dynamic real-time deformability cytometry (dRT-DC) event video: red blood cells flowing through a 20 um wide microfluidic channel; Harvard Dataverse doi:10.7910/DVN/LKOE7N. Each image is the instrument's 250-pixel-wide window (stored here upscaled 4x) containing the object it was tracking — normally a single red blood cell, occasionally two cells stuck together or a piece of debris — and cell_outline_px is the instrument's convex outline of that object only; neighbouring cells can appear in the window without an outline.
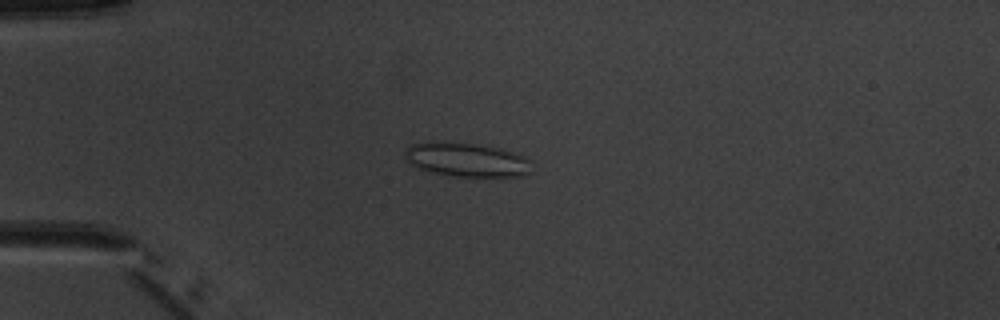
{"species": "common noctule bat (a hibernating species)", "species_latin": "Nyctalus noctula", "temperature_condition": "warm", "stored_images_in_passage": 6, "camera_frame_rate_fps": 3000, "um_per_image_px": 0.085, "animal": {"sex": "male", "body_mass_g": 20.1, "forearm_length_mm": 53.5}, "frame": {"image": 1, "passage_image": 4, "time_ms": 4.333, "image_size_px": [1000, 320], "cell_outline_px": [[528, 172], [524, 176], [448, 176], [432, 172], [420, 168], [412, 164], [408, 160], [404, 152], [412, 144], [472, 144], [500, 148], [524, 156], [528, 160]], "centroid_in_image_um": [39.69, 13.62], "position_along_channel_um": 45.3, "area_um2": 23.87}}
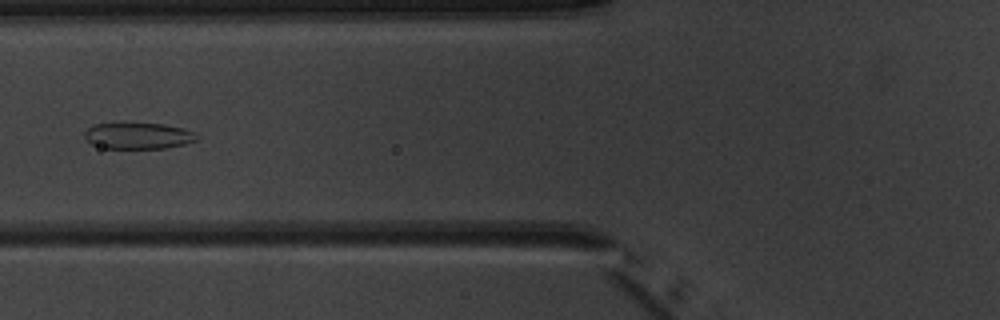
{"frame": {"image": 2, "passage_image": 6, "time_ms": 6.667, "image_size_px": [1000, 320], "cell_outline_px": [[200, 140], [168, 148], [100, 148], [92, 144], [84, 136], [84, 132], [88, 128], [96, 124], [164, 124], [184, 128], [196, 132]], "centroid_in_image_um": [11.81, 11.56], "position_along_channel_um": 114.0, "area_um2": 17.17}}